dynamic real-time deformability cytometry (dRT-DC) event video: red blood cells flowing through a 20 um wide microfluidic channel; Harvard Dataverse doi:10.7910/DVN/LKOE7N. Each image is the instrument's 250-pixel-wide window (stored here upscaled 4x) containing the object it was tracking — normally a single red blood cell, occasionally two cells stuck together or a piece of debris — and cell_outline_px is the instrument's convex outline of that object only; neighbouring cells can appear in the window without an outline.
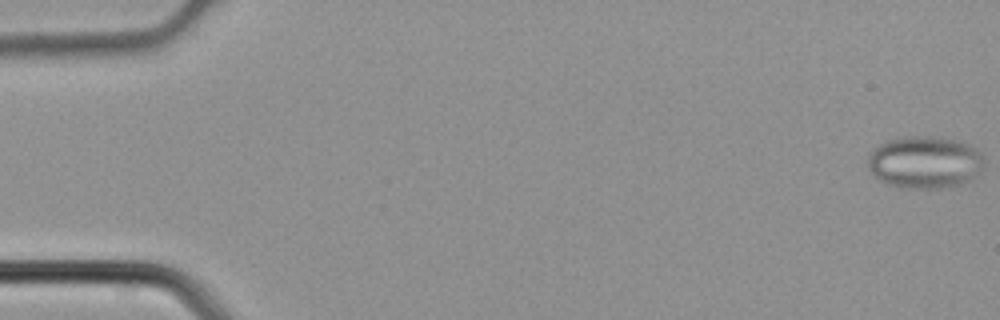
{"species": "common noctule bat (a hibernating species)", "species_latin": "Nyctalus noctula", "temperature_condition": "cold", "stored_images_in_passage": 3, "camera_frame_rate_fps": 3000, "um_per_image_px": 0.085, "animal": {"sex": "male", "body_mass_g": 21.5, "forearm_length_mm": 52.0}, "frame": {"image": 1, "passage_image": 1, "time_ms": 0.0, "image_size_px": [1000, 320], "cell_outline_px": [[984, 168], [972, 180], [960, 184], [944, 188], [896, 188], [884, 184], [876, 180], [872, 176], [868, 164], [868, 152], [872, 148], [888, 140], [904, 136], [932, 136], [952, 140], [968, 144], [976, 148], [984, 156]], "centroid_in_image_um": [78.57, 13.81], "position_along_channel_um": 6.4, "area_um2": 36.24}}